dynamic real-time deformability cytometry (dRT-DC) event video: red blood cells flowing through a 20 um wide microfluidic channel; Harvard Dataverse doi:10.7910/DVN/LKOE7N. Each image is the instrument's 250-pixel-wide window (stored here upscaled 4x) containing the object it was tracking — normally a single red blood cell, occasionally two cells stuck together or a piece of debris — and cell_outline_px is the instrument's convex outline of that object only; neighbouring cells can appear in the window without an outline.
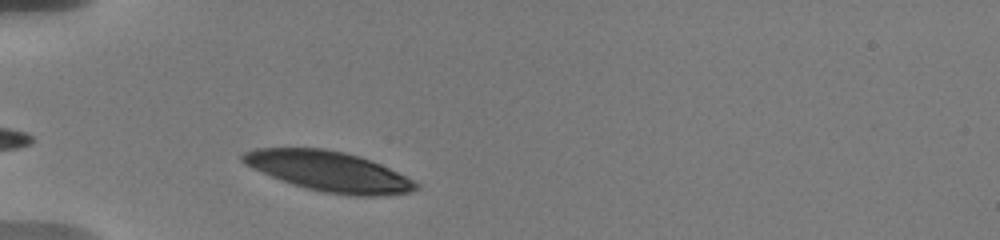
{"species": "human", "species_latin": "Homo sapiens", "temperature_condition": "warm", "stored_images_in_passage": 21, "camera_frame_rate_fps": 3000, "um_per_image_px": 0.085, "donor": {"sex": "male"}, "frame": {"image": 1, "passage_image": 3, "time_ms": 1.0, "image_size_px": [1000, 240], "cell_outline_px": [[420, 188], [408, 192], [380, 196], [352, 196], [324, 192], [308, 188], [272, 176], [244, 164], [240, 160], [240, 156], [244, 152], [256, 148], [324, 148], [344, 152], [360, 156], [372, 160], [420, 184]], "centroid_in_image_um": [27.97, 14.55], "position_along_channel_um": 57.0, "area_um2": 40.0}}
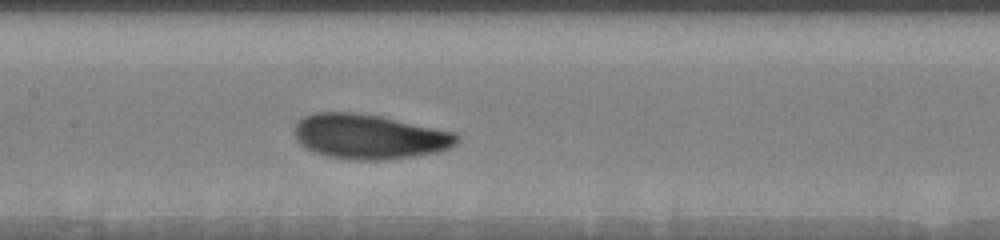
{"frame": {"image": 2, "passage_image": 9, "time_ms": 4.667, "image_size_px": [1000, 240], "cell_outline_px": [[460, 136], [456, 144], [448, 148], [436, 152], [412, 156], [384, 160], [352, 160], [324, 156], [312, 152], [304, 148], [296, 140], [296, 124], [304, 116], [312, 112], [352, 112], [380, 116], [452, 132]], "centroid_in_image_um": [31.33, 11.62], "position_along_channel_um": 176.1, "area_um2": 42.25}}
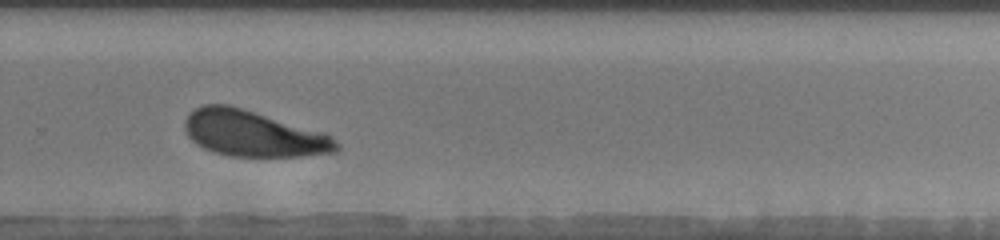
{"frame": {"image": 3, "passage_image": 15, "time_ms": 8.333, "image_size_px": [1000, 240], "cell_outline_px": [[340, 148], [336, 152], [300, 156], [228, 156], [204, 148], [196, 144], [188, 136], [184, 128], [184, 120], [196, 108], [204, 104], [228, 104], [324, 132], [332, 136], [340, 144]], "centroid_in_image_um": [21.54, 11.36], "position_along_channel_um": 308.3, "area_um2": 40.52}, "authors_computed_cell_mechanics": {"area_um2": 42.0784, "velocity_mm_per_s": 3.6171, "shape_relaxation_time_tau1_ms": 2.5083, "shape_relaxation_time_tau2_ms": 6.7932, "deformation_change_tau1": 0.1245, "deformation_change_tau2": 0.1411}}